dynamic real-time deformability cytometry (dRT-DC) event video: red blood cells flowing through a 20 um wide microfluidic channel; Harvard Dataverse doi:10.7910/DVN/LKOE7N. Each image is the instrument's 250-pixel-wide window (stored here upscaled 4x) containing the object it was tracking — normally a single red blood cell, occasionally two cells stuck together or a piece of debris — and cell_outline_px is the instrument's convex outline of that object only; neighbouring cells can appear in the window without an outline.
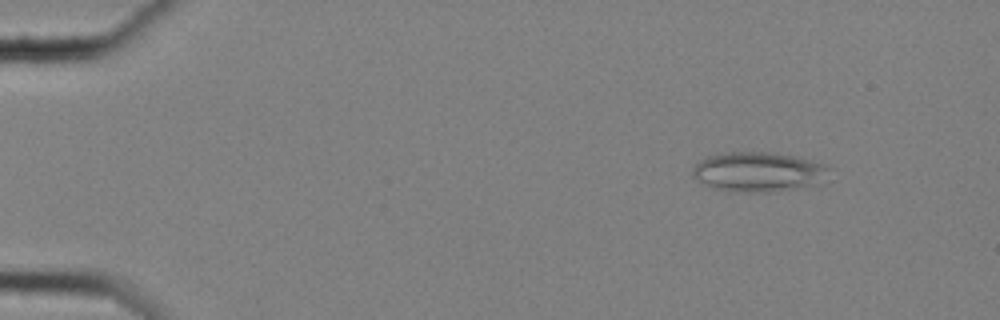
{"species": "common noctule bat (a hibernating species)", "species_latin": "Nyctalus noctula", "temperature_condition": "cold", "stored_images_in_passage": 58, "camera_frame_rate_fps": 3000, "um_per_image_px": 0.085, "animal": {"sex": "female", "body_mass_g": 25.1}, "frame": {"image": 1, "passage_image": 7, "time_ms": 2.0, "image_size_px": [1000, 320], "cell_outline_px": [[832, 168], [824, 184], [768, 192], [728, 192], [712, 188], [704, 184], [692, 176], [692, 168], [700, 160], [708, 156], [720, 152], [768, 152], [792, 156], [824, 164]], "centroid_in_image_um": [64.47, 14.62], "position_along_channel_um": 20.5, "area_um2": 32.08}}
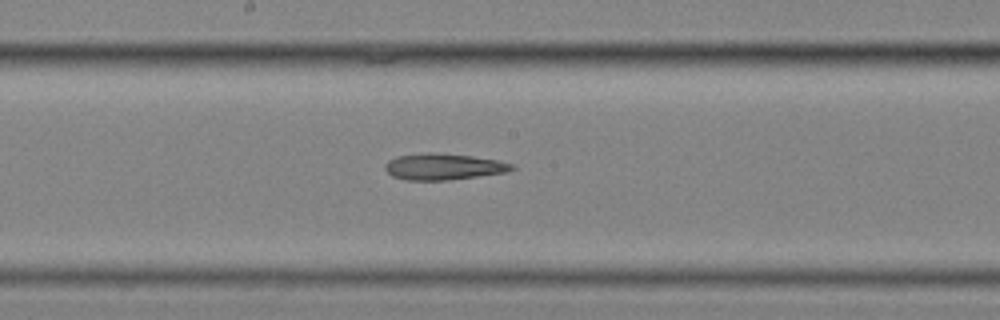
{"frame": {"image": 2, "passage_image": 32, "time_ms": 10.333, "image_size_px": [1000, 320], "cell_outline_px": [[516, 168], [508, 172], [448, 180], [404, 180], [392, 176], [384, 168], [384, 164], [388, 160], [396, 156], [432, 152], [436, 152], [472, 156], [496, 160], [512, 164]], "centroid_in_image_um": [37.67, 14.16], "position_along_channel_um": 210.5, "area_um2": 19.48}}
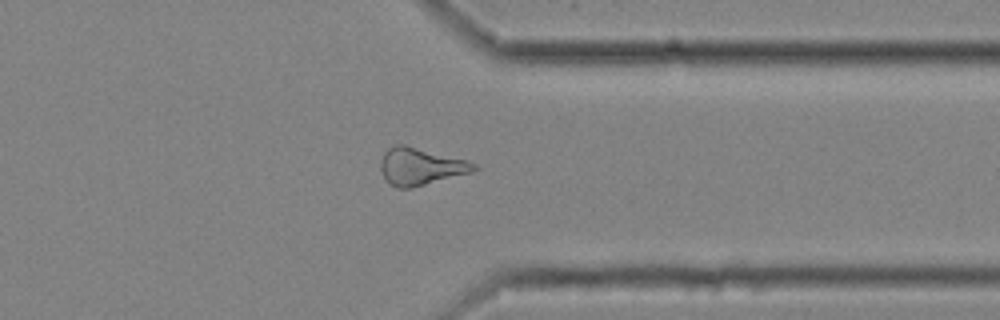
{"frame": {"image": 3, "passage_image": 46, "time_ms": 15.0, "image_size_px": [1000, 320], "cell_outline_px": [[480, 168], [472, 172], [408, 188], [396, 188], [388, 184], [380, 168], [380, 160], [384, 152], [388, 148], [396, 144], [404, 144], [468, 160], [476, 164]], "centroid_in_image_um": [35.73, 14.13], "position_along_channel_um": 375.7, "area_um2": 20.23}, "authors_computed_cell_mechanics": {"area_um2": 21.2415, "velocity_mm_per_s": 3.5518, "shape_relaxation_time_tau1_ms": null, "shape_relaxation_time_tau2_ms": 5.4644, "deformation_change_tau1": null, "deformation_change_tau2": 0.1812}}